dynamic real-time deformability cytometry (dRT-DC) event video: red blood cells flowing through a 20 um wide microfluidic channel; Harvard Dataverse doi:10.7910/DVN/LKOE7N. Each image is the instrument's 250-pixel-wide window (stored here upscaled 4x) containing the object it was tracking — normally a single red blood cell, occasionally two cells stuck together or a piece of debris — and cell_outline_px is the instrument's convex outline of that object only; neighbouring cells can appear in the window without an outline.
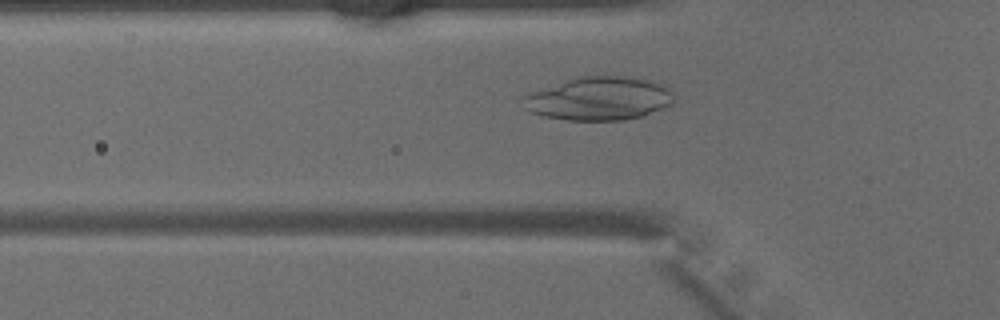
{"species": "common noctule bat (a hibernating species)", "species_latin": "Nyctalus noctula", "temperature_condition": "warm", "stored_images_in_passage": 36, "camera_frame_rate_fps": 3000, "um_per_image_px": 0.085, "animal": {"sex": "male", "body_mass_g": 15.6}, "frame": {"image": 1, "passage_image": 6, "time_ms": 1.667, "image_size_px": [1000, 320], "cell_outline_px": [[672, 104], [640, 116], [620, 120], [568, 120], [544, 116], [532, 112], [524, 108], [520, 100], [524, 96], [576, 76], [632, 76], [652, 80], [664, 84], [672, 92]], "centroid_in_image_um": [50.92, 8.36], "position_along_channel_um": 74.9, "area_um2": 37.92}}
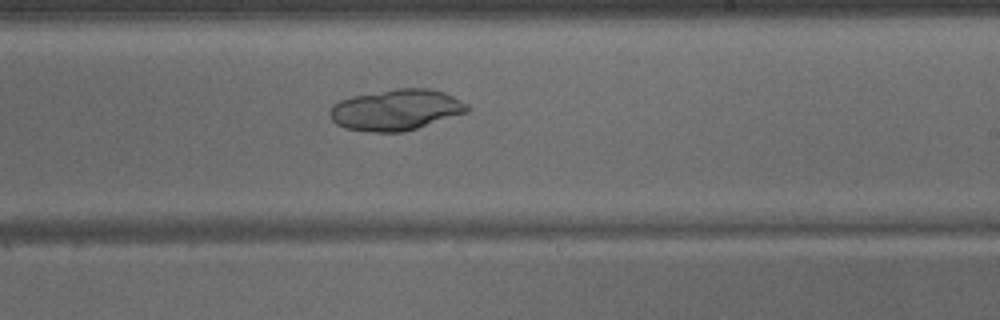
{"frame": {"image": 2, "passage_image": 18, "time_ms": 5.667, "image_size_px": [1000, 320], "cell_outline_px": [[468, 112], [404, 132], [372, 132], [344, 128], [336, 124], [332, 120], [332, 104], [340, 100], [352, 96], [396, 88], [428, 88], [444, 92], [468, 104]], "centroid_in_image_um": [33.67, 9.33], "position_along_channel_um": 255.3, "area_um2": 32.66}}
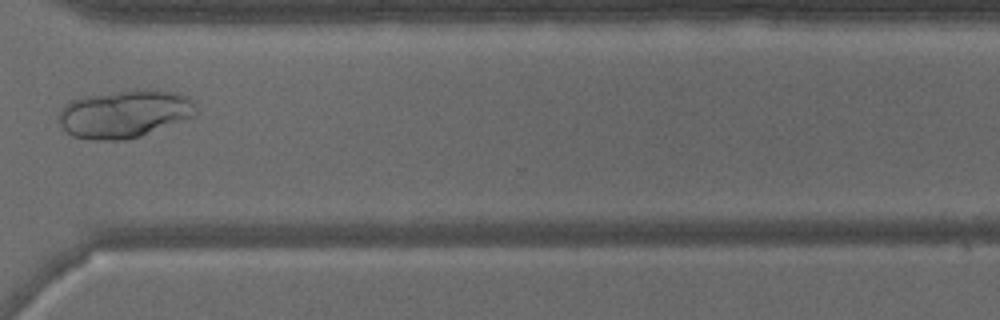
{"frame": {"image": 3, "passage_image": 25, "time_ms": 8.0, "image_size_px": [1000, 320], "cell_outline_px": [[196, 116], [140, 136], [124, 140], [92, 140], [72, 136], [56, 120], [56, 116], [64, 104], [72, 100], [88, 96], [144, 88], [148, 88], [180, 92], [188, 96], [192, 100], [196, 108]], "centroid_in_image_um": [10.6, 9.67], "position_along_channel_um": 360.0, "area_um2": 38.61}}